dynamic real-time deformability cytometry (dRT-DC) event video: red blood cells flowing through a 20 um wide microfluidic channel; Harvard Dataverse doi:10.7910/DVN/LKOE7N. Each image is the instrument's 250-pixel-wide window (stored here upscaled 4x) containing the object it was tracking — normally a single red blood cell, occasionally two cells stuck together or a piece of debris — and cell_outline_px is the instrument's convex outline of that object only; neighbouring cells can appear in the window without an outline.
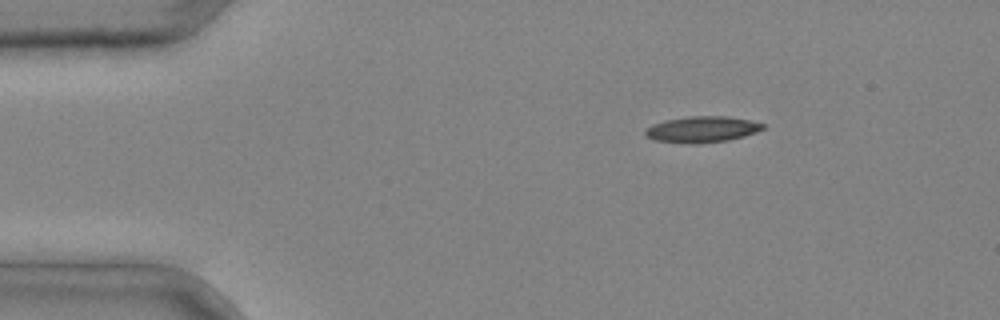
{"species": "common noctule bat (a hibernating species)", "species_latin": "Nyctalus noctula", "temperature_condition": "cold", "stored_images_in_passage": 3, "camera_frame_rate_fps": 3000, "um_per_image_px": 0.085, "animal": {"sex": "male", "body_mass_g": 20.4}, "frame": {"image": 1, "passage_image": 1, "time_ms": 0.0, "image_size_px": [1000, 320], "cell_outline_px": [[764, 128], [756, 132], [744, 136], [728, 140], [700, 144], [692, 144], [656, 140], [644, 136], [644, 128], [652, 124], [664, 120], [688, 116], [728, 116], [748, 120], [764, 124]], "centroid_in_image_um": [59.62, 10.99], "position_along_channel_um": 25.4, "area_um2": 18.03}}
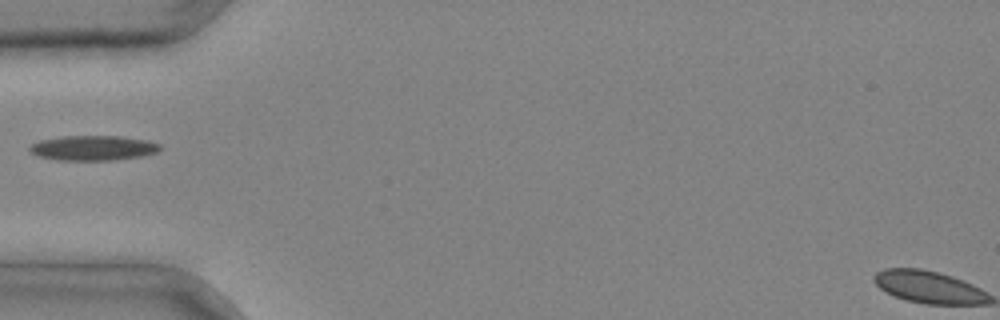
{"frame": {"image": 2, "passage_image": 3, "time_ms": 0.667, "image_size_px": [1000, 320], "cell_outline_px": [[160, 148], [156, 152], [140, 156], [112, 160], [56, 160], [36, 156], [28, 152], [28, 148], [32, 144], [40, 140], [64, 136], [120, 136], [148, 140], [160, 144]], "centroid_in_image_um": [7.86, 12.58], "position_along_channel_um": 77.1, "area_um2": 18.96}}